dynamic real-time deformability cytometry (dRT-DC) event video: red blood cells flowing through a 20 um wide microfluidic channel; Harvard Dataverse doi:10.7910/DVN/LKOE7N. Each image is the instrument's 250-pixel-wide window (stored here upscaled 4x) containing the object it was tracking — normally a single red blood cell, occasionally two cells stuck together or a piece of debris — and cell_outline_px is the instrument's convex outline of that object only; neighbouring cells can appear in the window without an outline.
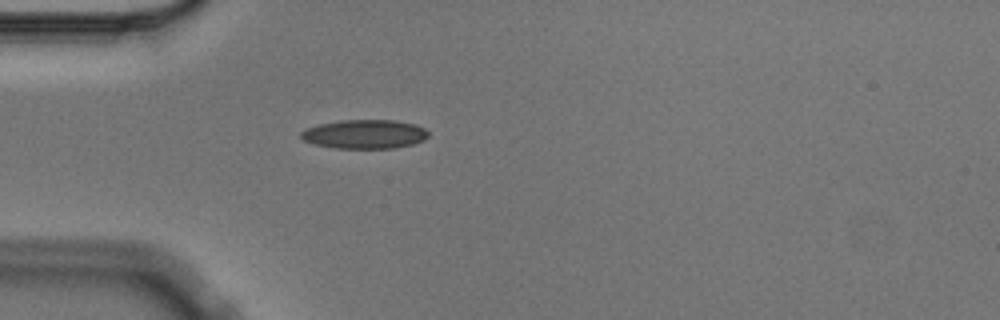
{"species": "Egyptian fruit bat (a non-hibernating species)", "species_latin": "Rousettus aegyptiacus", "temperature_condition": "cold", "stored_images_in_passage": 1, "camera_frame_rate_fps": 3000, "um_per_image_px": 0.085, "animal": {"sex": "male"}, "frame": {"image": 1, "passage_image": 1, "time_ms": 0.0, "image_size_px": [1000, 320], "cell_outline_px": [[428, 136], [424, 140], [412, 144], [396, 148], [336, 148], [316, 144], [304, 140], [300, 136], [300, 132], [308, 128], [320, 124], [340, 120], [392, 120], [416, 124], [424, 128], [428, 132]], "centroid_in_image_um": [31.02, 11.4], "position_along_channel_um": 54.0, "area_um2": 21.39}}